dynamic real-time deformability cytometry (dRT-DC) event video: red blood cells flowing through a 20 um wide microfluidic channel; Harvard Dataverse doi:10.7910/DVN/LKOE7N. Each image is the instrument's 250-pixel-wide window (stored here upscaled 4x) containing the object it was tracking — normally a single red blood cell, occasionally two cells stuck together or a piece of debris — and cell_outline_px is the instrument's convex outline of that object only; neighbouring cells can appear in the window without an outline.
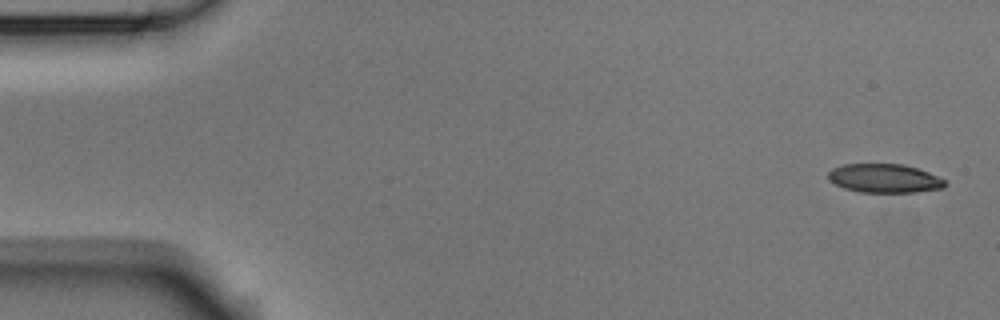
{"species": "Egyptian fruit bat (a non-hibernating species)", "species_latin": "Rousettus aegyptiacus", "temperature_condition": "room temperature", "stored_images_in_passage": 4, "camera_frame_rate_fps": 3000, "um_per_image_px": 0.085, "animal": {"sex": "male"}, "frame": {"image": 1, "passage_image": 1, "time_ms": 0.0, "image_size_px": [1000, 320], "cell_outline_px": [[948, 184], [944, 188], [916, 192], [860, 192], [844, 188], [828, 180], [828, 172], [832, 168], [844, 164], [904, 164], [928, 172], [944, 180]], "centroid_in_image_um": [75.17, 15.16], "position_along_channel_um": 9.8, "area_um2": 19.59}}